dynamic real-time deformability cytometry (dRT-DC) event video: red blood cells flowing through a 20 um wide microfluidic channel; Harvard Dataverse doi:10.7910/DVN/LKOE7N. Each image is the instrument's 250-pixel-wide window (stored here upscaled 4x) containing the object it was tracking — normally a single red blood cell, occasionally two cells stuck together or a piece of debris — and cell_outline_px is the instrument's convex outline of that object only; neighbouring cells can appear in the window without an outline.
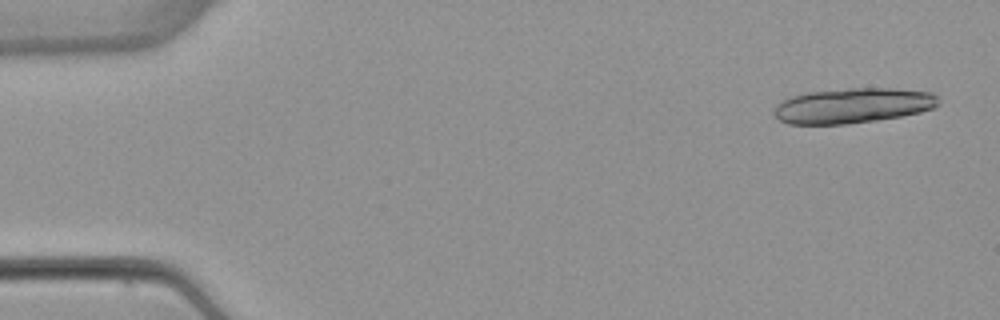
{"species": "common noctule bat (a hibernating species)", "species_latin": "Nyctalus noctula", "temperature_condition": "warm", "stored_images_in_passage": 4, "camera_frame_rate_fps": 3000, "um_per_image_px": 0.085, "animal": {"sex": "female", "body_mass_g": 22.7, "forearm_length_mm": 54.2}, "frame": {"image": 1, "passage_image": 1, "time_ms": 0.0, "image_size_px": [1000, 320], "cell_outline_px": [[940, 104], [932, 108], [920, 112], [900, 116], [876, 120], [844, 124], [788, 124], [772, 116], [772, 112], [776, 104], [792, 96], [808, 92], [848, 88], [892, 88], [932, 92], [940, 96]], "centroid_in_image_um": [72.49, 8.97], "position_along_channel_um": 12.5, "area_um2": 33.87}}